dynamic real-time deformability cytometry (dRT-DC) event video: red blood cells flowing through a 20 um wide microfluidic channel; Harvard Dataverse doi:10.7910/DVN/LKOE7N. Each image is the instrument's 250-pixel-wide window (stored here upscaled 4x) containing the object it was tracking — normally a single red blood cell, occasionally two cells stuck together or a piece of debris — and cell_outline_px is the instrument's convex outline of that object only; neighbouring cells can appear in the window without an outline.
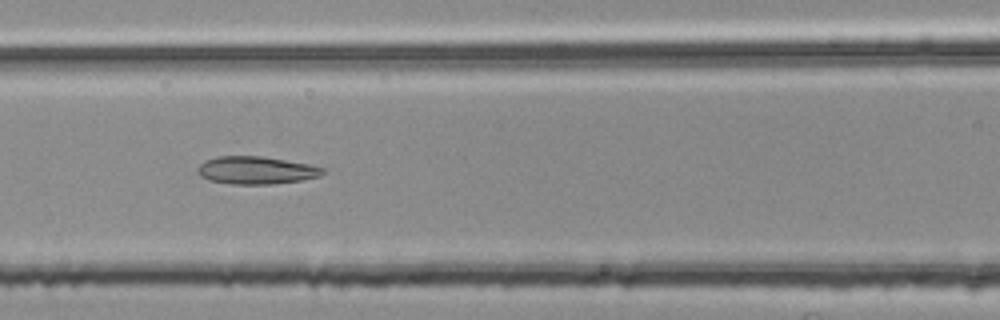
{"species": "common noctule bat (a hibernating species)", "species_latin": "Nyctalus noctula", "temperature_condition": "room temperature", "stored_images_in_passage": 39, "camera_frame_rate_fps": 3000, "um_per_image_px": 0.085, "animal": {"sex": "female", "body_mass_g": 25.1}, "frame": {"image": 1, "passage_image": 18, "time_ms": 5.667, "image_size_px": [1000, 320], "cell_outline_px": [[324, 172], [320, 176], [300, 180], [272, 184], [232, 184], [208, 180], [200, 176], [196, 172], [196, 168], [204, 160], [216, 156], [260, 156], [308, 164], [324, 168]], "centroid_in_image_um": [21.7, 14.47], "position_along_channel_um": 144.9, "area_um2": 20.17}}
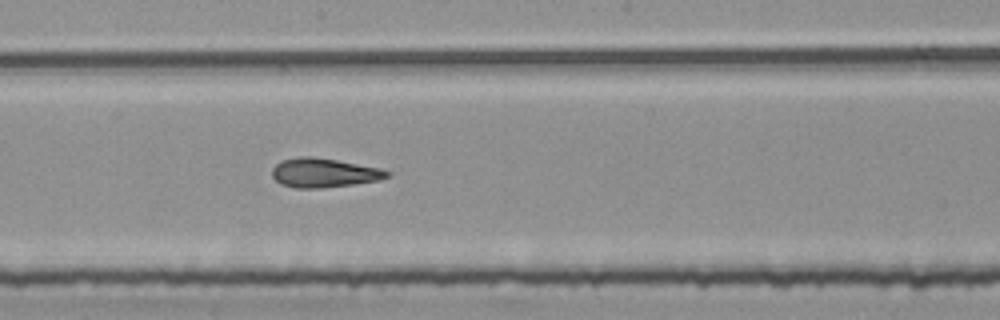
{"frame": {"image": 2, "passage_image": 24, "time_ms": 7.667, "image_size_px": [1000, 320], "cell_outline_px": [[392, 176], [380, 180], [352, 184], [320, 188], [296, 188], [280, 184], [272, 176], [272, 168], [280, 160], [300, 156], [312, 156], [336, 160], [380, 168], [392, 172]], "centroid_in_image_um": [27.54, 14.68], "position_along_channel_um": 220.7, "area_um2": 19.65}}
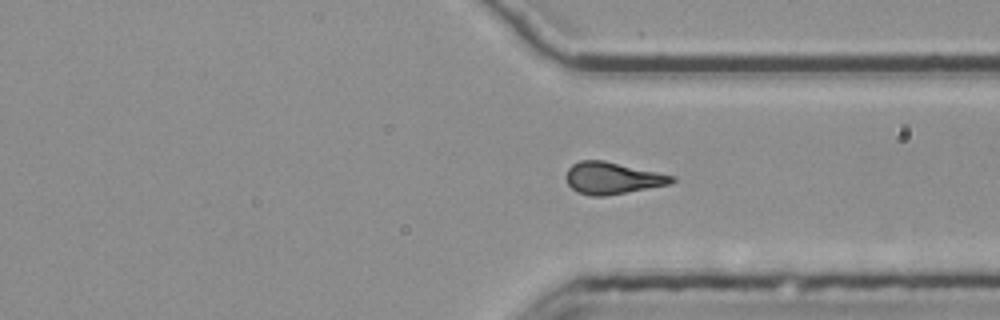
{"frame": {"image": 3, "passage_image": 35, "time_ms": 11.333, "image_size_px": [1000, 320], "cell_outline_px": [[676, 180], [668, 184], [604, 196], [588, 196], [576, 192], [568, 184], [564, 176], [568, 168], [572, 164], [580, 160], [604, 160], [676, 176]], "centroid_in_image_um": [52.0, 15.13], "position_along_channel_um": 359.4, "area_um2": 19.65}}